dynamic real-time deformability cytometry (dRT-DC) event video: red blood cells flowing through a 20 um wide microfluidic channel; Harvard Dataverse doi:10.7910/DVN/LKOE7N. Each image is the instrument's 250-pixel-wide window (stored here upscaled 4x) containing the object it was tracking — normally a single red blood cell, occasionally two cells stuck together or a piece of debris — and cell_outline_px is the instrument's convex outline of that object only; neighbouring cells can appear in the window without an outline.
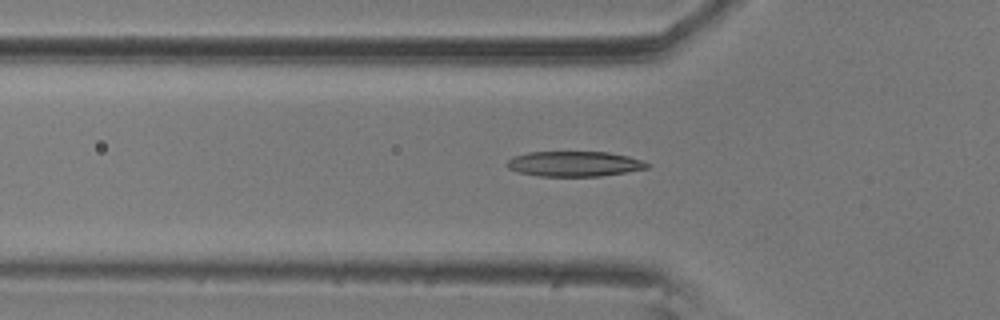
{"species": "common noctule bat (a hibernating species)", "species_latin": "Nyctalus noctula", "temperature_condition": "room temperature", "stored_images_in_passage": 39, "camera_frame_rate_fps": 3000, "um_per_image_px": 0.085, "animal": {"sex": "male", "body_mass_g": 20.5, "forearm_length_mm": 52.5}, "frame": {"image": 1, "passage_image": 7, "time_ms": 2.0, "image_size_px": [1000, 320], "cell_outline_px": [[652, 164], [648, 168], [600, 176], [540, 176], [520, 172], [508, 168], [504, 164], [512, 156], [528, 152], [608, 152], [628, 156], [644, 160]], "centroid_in_image_um": [48.83, 13.92], "position_along_channel_um": 77.0, "area_um2": 20.63}}
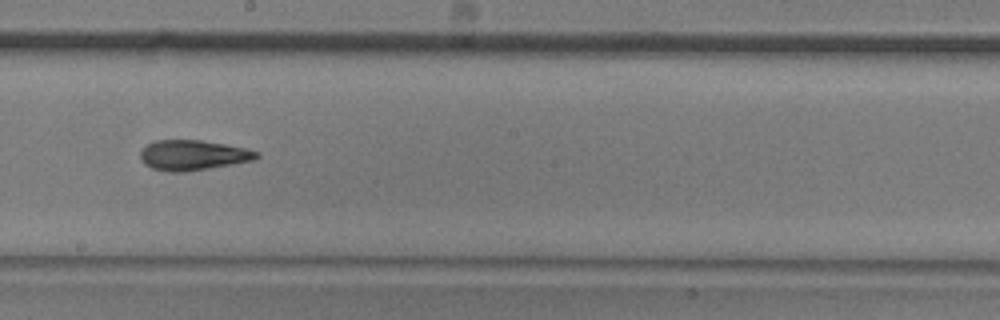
{"frame": {"image": 2, "passage_image": 20, "time_ms": 6.333, "image_size_px": [1000, 320], "cell_outline_px": [[260, 156], [252, 160], [232, 164], [184, 172], [168, 172], [152, 168], [144, 164], [140, 156], [140, 152], [148, 144], [156, 140], [200, 140], [224, 144], [244, 148], [260, 152]], "centroid_in_image_um": [16.39, 13.19], "position_along_channel_um": 231.8, "area_um2": 20.23}}
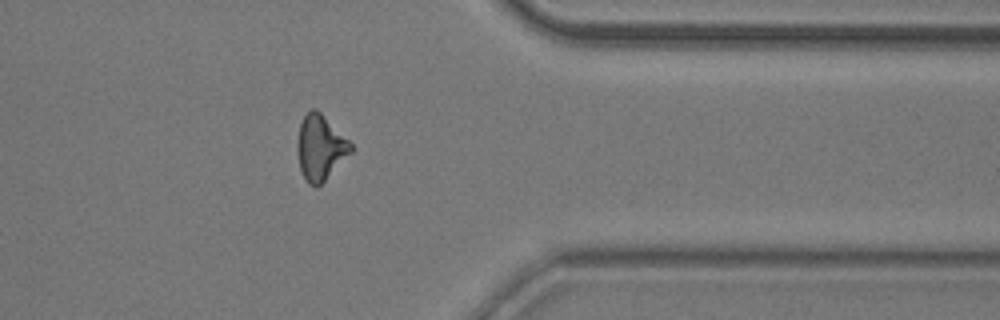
{"frame": {"image": 3, "passage_image": 34, "time_ms": 11.0, "image_size_px": [1000, 320], "cell_outline_px": [[352, 152], [316, 188], [308, 184], [300, 168], [296, 152], [300, 124], [304, 116], [312, 108], [316, 108], [352, 144]], "centroid_in_image_um": [27.21, 12.55], "position_along_channel_um": 384.2, "area_um2": 19.94}, "authors_computed_cell_mechanics": {"area_um2": 20.1722, "velocity_mm_per_s": 3.5396, "shape_relaxation_time_tau1_ms": 4.7994, "shape_relaxation_time_tau2_ms": 3.637, "deformation_change_tau1": 0.1605, "deformation_change_tau2": 0.1328}}